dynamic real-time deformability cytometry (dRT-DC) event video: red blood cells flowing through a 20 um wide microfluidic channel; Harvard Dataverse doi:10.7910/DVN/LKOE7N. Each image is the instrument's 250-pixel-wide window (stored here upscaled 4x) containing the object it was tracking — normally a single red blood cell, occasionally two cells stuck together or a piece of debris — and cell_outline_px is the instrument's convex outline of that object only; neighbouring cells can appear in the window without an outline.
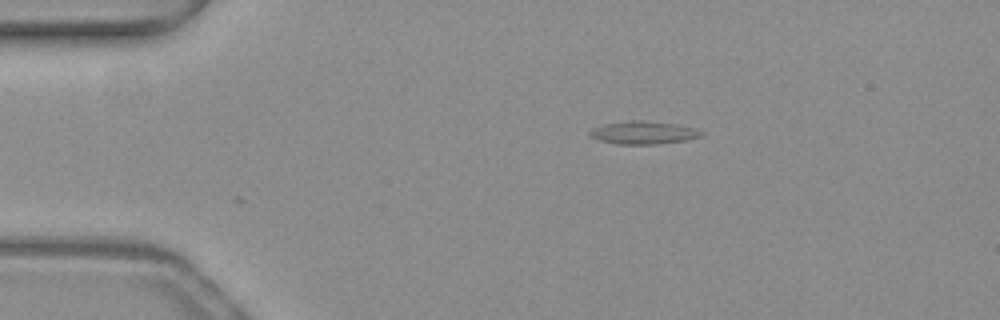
{"species": "common noctule bat (a hibernating species)", "species_latin": "Nyctalus noctula", "temperature_condition": "warm", "stored_images_in_passage": 43, "camera_frame_rate_fps": 3000, "um_per_image_px": 0.085, "animal": {"sex": "female", "body_mass_g": 19.3, "forearm_length_mm": 54.1}, "frame": {"image": 1, "passage_image": 1, "time_ms": 0.0, "image_size_px": [1000, 320], "cell_outline_px": [[704, 136], [684, 140], [656, 144], [616, 144], [596, 140], [588, 136], [588, 132], [596, 128], [608, 124], [632, 120], [644, 120], [676, 124], [692, 128], [704, 132]], "centroid_in_image_um": [54.68, 11.28], "position_along_channel_um": 30.3, "area_um2": 14.74}}
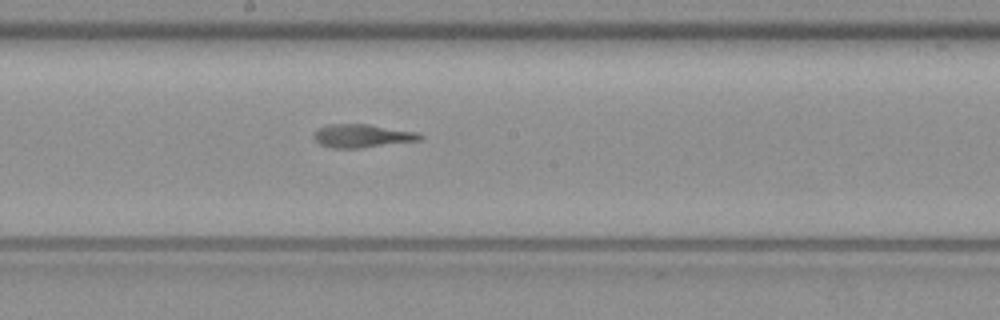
{"frame": {"image": 2, "passage_image": 19, "time_ms": 6.0, "image_size_px": [1000, 320], "cell_outline_px": [[424, 136], [420, 140], [360, 148], [332, 148], [320, 144], [312, 136], [316, 128], [328, 124], [368, 124], [416, 132]], "centroid_in_image_um": [30.73, 11.54], "position_along_channel_um": 217.5, "area_um2": 14.39}}
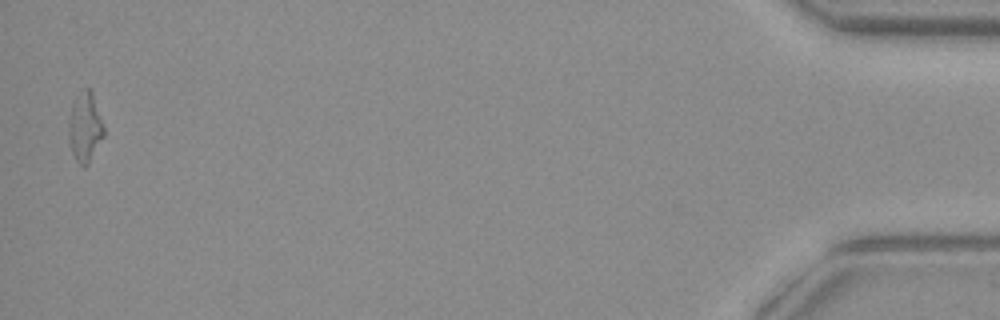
{"frame": {"image": 3, "passage_image": 42, "time_ms": 13.667, "image_size_px": [1000, 320], "cell_outline_px": [[104, 136], [88, 164], [84, 168], [76, 160], [72, 152], [68, 136], [68, 124], [72, 104], [76, 96], [84, 88], [88, 88], [92, 92], [104, 128]], "centroid_in_image_um": [7.21, 10.82], "position_along_channel_um": 428.0, "area_um2": 14.1}}